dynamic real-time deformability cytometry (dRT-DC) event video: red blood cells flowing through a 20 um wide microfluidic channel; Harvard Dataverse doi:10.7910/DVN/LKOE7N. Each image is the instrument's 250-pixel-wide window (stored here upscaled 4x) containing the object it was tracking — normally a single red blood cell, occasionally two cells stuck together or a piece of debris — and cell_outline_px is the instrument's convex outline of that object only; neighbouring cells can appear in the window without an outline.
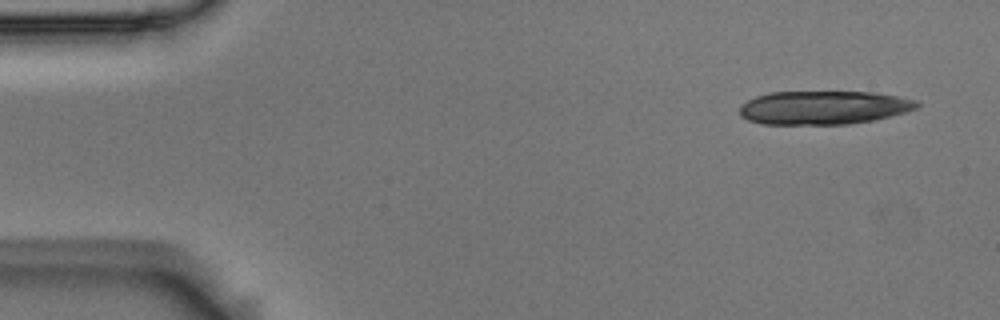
{"species": "Egyptian fruit bat (a non-hibernating species)", "species_latin": "Rousettus aegyptiacus", "temperature_condition": "room temperature", "stored_images_in_passage": 4, "camera_frame_rate_fps": 3000, "um_per_image_px": 0.085, "animal": {"sex": "male"}, "frame": {"image": 1, "passage_image": 1, "time_ms": 0.0, "image_size_px": [1000, 320], "cell_outline_px": [[920, 104], [916, 108], [892, 116], [872, 120], [848, 124], [760, 124], [748, 120], [740, 116], [740, 104], [756, 96], [768, 92], [876, 92], [920, 100]], "centroid_in_image_um": [70.01, 9.14], "position_along_channel_um": 15.0, "area_um2": 34.91}}